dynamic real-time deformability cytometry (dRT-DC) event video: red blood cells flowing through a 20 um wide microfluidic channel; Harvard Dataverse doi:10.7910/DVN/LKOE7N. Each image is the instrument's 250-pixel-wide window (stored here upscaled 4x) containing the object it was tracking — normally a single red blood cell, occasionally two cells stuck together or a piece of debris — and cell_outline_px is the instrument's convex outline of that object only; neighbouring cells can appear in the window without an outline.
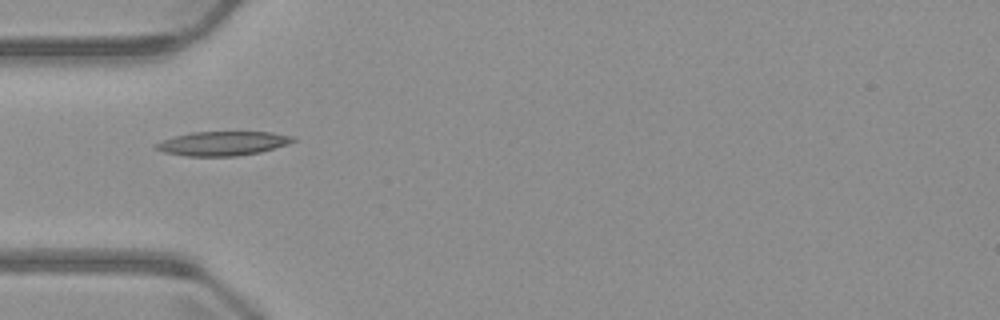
{"species": "common noctule bat (a hibernating species)", "species_latin": "Nyctalus noctula", "temperature_condition": "warm", "stored_images_in_passage": 5, "camera_frame_rate_fps": 3000, "um_per_image_px": 0.085, "animal": {"sex": "male", "body_mass_g": 23.1, "forearm_length_mm": 52.7}, "frame": {"image": 1, "passage_image": 4, "time_ms": 3.667, "image_size_px": [1000, 320], "cell_outline_px": [[296, 140], [288, 144], [260, 152], [236, 156], [188, 156], [164, 152], [156, 148], [152, 144], [176, 136], [192, 132], [272, 132], [292, 136]], "centroid_in_image_um": [18.94, 12.19], "position_along_channel_um": 66.1, "area_um2": 19.13}}
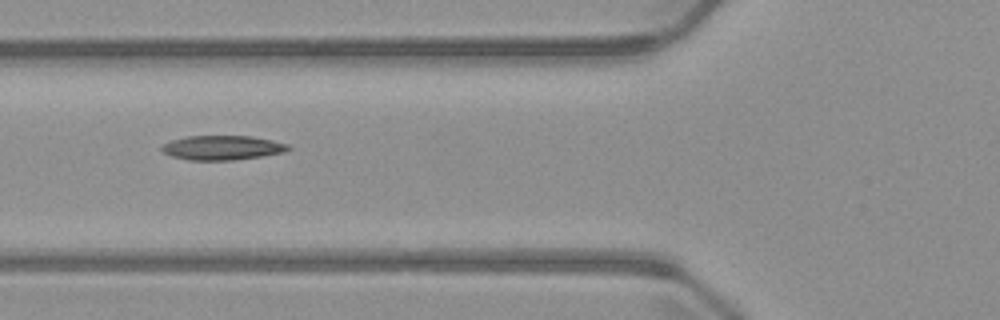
{"frame": {"image": 2, "passage_image": 5, "time_ms": 4.667, "image_size_px": [1000, 320], "cell_outline_px": [[292, 148], [284, 152], [260, 156], [232, 160], [188, 160], [172, 156], [164, 152], [160, 148], [160, 144], [172, 140], [188, 136], [252, 136], [272, 140], [288, 144]], "centroid_in_image_um": [18.88, 12.55], "position_along_channel_um": 106.9, "area_um2": 17.98}}